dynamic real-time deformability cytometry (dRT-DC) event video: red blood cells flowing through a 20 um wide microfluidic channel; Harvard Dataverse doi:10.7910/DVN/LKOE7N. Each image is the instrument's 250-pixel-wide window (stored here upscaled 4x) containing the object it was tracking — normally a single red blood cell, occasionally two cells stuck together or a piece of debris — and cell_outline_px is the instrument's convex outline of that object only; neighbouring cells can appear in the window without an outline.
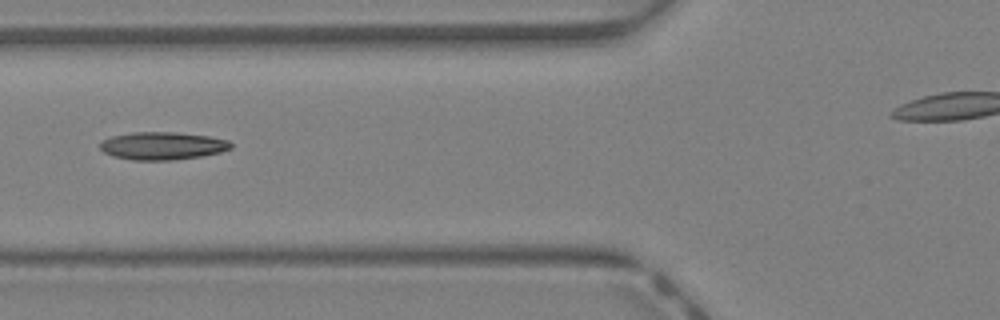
{"species": "Egyptian fruit bat (a non-hibernating species)", "species_latin": "Rousettus aegyptiacus", "temperature_condition": "warm", "stored_images_in_passage": 40, "camera_frame_rate_fps": 3000, "um_per_image_px": 0.085, "animal": {"sex": "female"}, "frame": {"image": 1, "passage_image": 18, "time_ms": 5.667, "image_size_px": [1000, 320], "cell_outline_px": [[232, 148], [220, 152], [200, 156], [172, 160], [132, 160], [112, 156], [104, 152], [100, 148], [100, 140], [112, 136], [132, 132], [176, 132], [208, 136], [228, 140], [232, 144]], "centroid_in_image_um": [13.78, 12.39], "position_along_channel_um": 112.0, "area_um2": 21.21}}
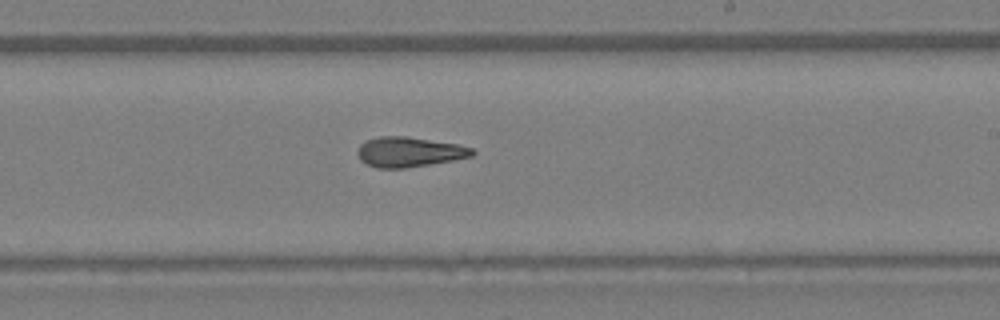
{"frame": {"image": 2, "passage_image": 27, "time_ms": 8.667, "image_size_px": [1000, 320], "cell_outline_px": [[476, 152], [472, 156], [452, 160], [404, 168], [376, 168], [360, 160], [356, 152], [360, 144], [368, 140], [380, 136], [404, 136], [456, 144], [472, 148]], "centroid_in_image_um": [34.75, 12.92], "position_along_channel_um": 254.3, "area_um2": 19.77}}
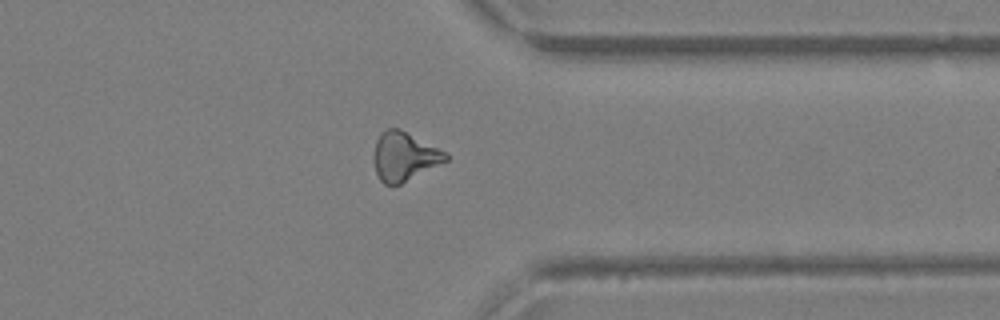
{"frame": {"image": 3, "passage_image": 35, "time_ms": 11.333, "image_size_px": [1000, 320], "cell_outline_px": [[448, 160], [400, 184], [384, 184], [380, 180], [376, 172], [372, 156], [376, 140], [380, 132], [388, 128], [400, 128], [448, 152]], "centroid_in_image_um": [34.35, 13.27], "position_along_channel_um": 377.1, "area_um2": 20.63}, "authors_computed_cell_mechanics": {"area_um2": 20.3456, "velocity_mm_per_s": 4.7448, "shape_relaxation_time_tau1_ms": 8.2645, "shape_relaxation_time_tau2_ms": 4.7042, "deformation_change_tau1": 0.2367, "deformation_change_tau2": 0.1742}}